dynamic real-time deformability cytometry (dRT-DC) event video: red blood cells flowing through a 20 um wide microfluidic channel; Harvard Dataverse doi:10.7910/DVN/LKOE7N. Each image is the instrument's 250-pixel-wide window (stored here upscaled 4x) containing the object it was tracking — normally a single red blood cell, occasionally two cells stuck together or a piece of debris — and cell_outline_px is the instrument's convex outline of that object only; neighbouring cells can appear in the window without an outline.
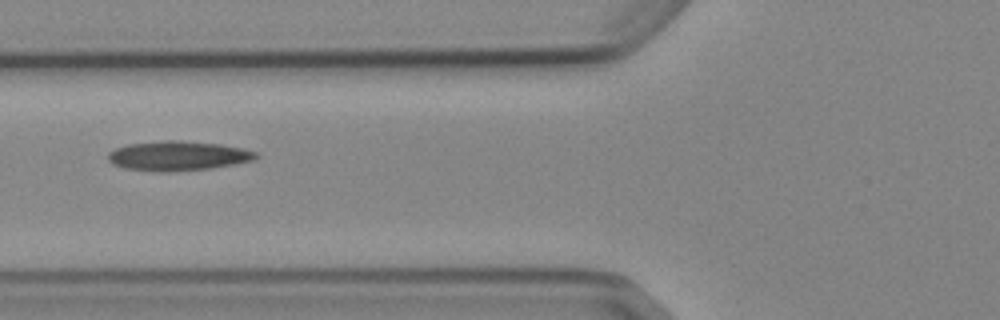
{"species": "Egyptian fruit bat (a non-hibernating species)", "species_latin": "Rousettus aegyptiacus", "temperature_condition": "cold", "stored_images_in_passage": 3, "camera_frame_rate_fps": 3000, "um_per_image_px": 0.085, "animal": {"sex": "female"}, "frame": {"image": 1, "passage_image": 3, "time_ms": 2.333, "image_size_px": [1000, 320], "cell_outline_px": [[260, 156], [252, 160], [212, 168], [168, 172], [160, 172], [124, 168], [112, 164], [108, 160], [108, 152], [116, 148], [128, 144], [164, 140], [176, 140], [220, 144], [240, 148], [256, 152]], "centroid_in_image_um": [15.08, 13.25], "position_along_channel_um": 110.7, "area_um2": 25.37}}